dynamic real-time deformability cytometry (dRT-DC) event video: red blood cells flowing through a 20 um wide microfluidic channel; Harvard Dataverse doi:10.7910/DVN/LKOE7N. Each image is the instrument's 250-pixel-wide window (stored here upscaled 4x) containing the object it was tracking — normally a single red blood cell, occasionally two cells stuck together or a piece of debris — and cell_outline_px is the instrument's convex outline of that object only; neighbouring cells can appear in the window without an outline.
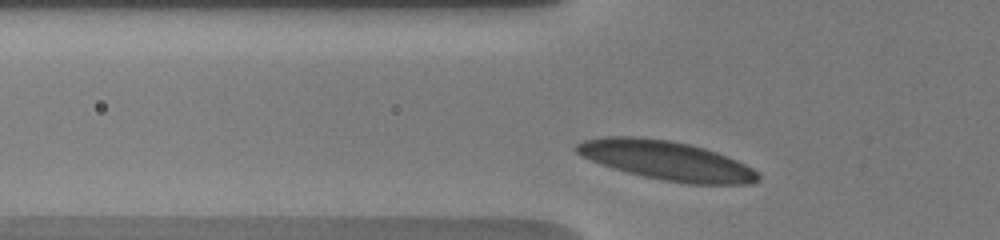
{"species": "human", "species_latin": "Homo sapiens", "temperature_condition": "warm", "stored_images_in_passage": 18, "camera_frame_rate_fps": 3000, "um_per_image_px": 0.085, "donor": {"sex": "male"}, "frame": {"image": 1, "passage_image": 3, "time_ms": 0.667, "image_size_px": [1000, 240], "cell_outline_px": [[760, 180], [748, 184], [688, 184], [664, 180], [644, 176], [612, 168], [580, 156], [572, 148], [576, 144], [584, 140], [604, 136], [636, 136], [668, 140], [688, 144], [704, 148], [728, 156], [752, 168], [760, 176]], "centroid_in_image_um": [56.62, 13.63], "position_along_channel_um": 69.2, "area_um2": 41.33}}
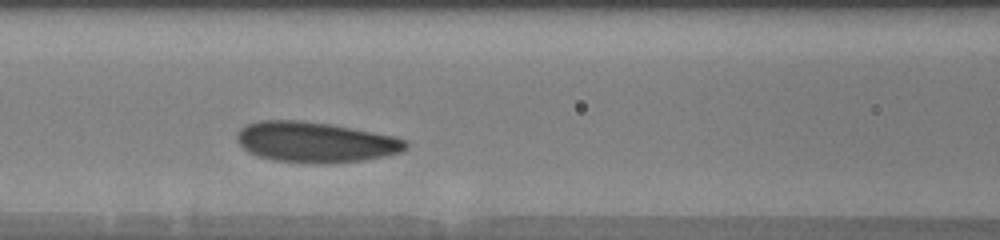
{"frame": {"image": 2, "passage_image": 9, "time_ms": 2.667, "image_size_px": [1000, 240], "cell_outline_px": [[408, 148], [400, 152], [384, 156], [364, 160], [320, 164], [316, 164], [272, 160], [248, 152], [236, 140], [236, 132], [244, 124], [256, 120], [304, 120], [332, 124], [396, 136], [408, 140]], "centroid_in_image_um": [26.8, 12.06], "position_along_channel_um": 139.8, "area_um2": 40.4}}
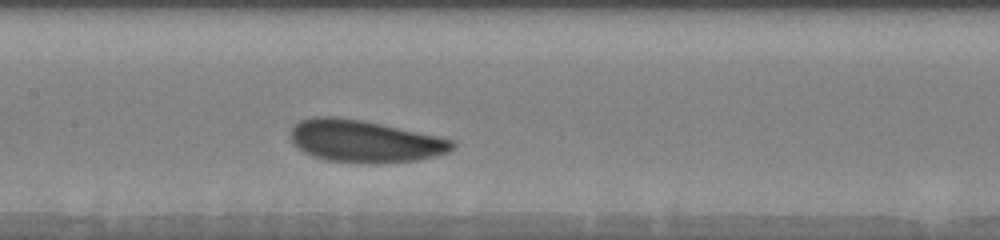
{"frame": {"image": 3, "passage_image": 15, "time_ms": 3.667, "image_size_px": [1000, 240], "cell_outline_px": [[456, 144], [448, 152], [436, 156], [420, 160], [324, 160], [312, 156], [304, 152], [292, 144], [292, 128], [300, 120], [316, 116], [336, 116], [364, 120], [436, 136], [452, 140]], "centroid_in_image_um": [30.95, 11.95], "position_along_channel_um": 176.5, "area_um2": 38.49}}